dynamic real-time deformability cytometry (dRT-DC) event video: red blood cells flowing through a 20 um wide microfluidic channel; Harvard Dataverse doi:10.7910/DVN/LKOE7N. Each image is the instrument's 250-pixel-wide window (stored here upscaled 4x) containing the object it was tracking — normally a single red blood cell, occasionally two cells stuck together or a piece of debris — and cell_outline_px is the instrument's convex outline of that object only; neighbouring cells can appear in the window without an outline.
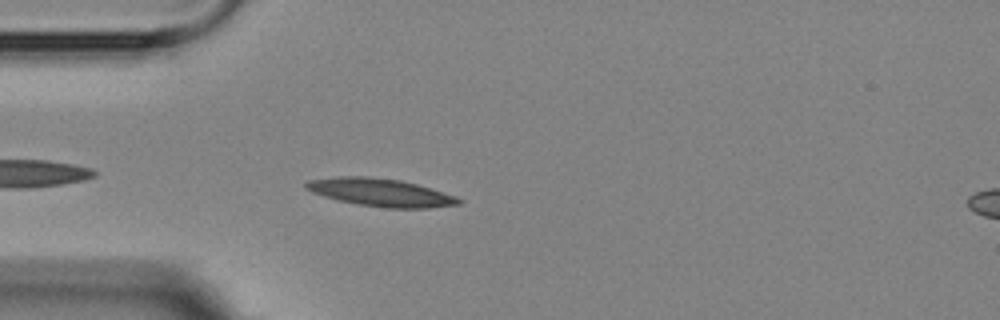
{"species": "Egyptian fruit bat (a non-hibernating species)", "species_latin": "Rousettus aegyptiacus", "temperature_condition": "room temperature", "stored_images_in_passage": 2, "segment_of_instrument_passage": [1, 2], "camera_frame_rate_fps": 3000, "um_per_image_px": 0.085, "animal": {"sex": "female"}, "frame": {"image": 1, "passage_image": 1, "time_ms": 0.0, "image_size_px": [1000, 320], "cell_outline_px": [[464, 200], [460, 204], [428, 208], [388, 208], [360, 204], [340, 200], [324, 196], [312, 192], [304, 188], [304, 184], [308, 180], [336, 176], [368, 176], [400, 180], [416, 184], [456, 196]], "centroid_in_image_um": [32.35, 16.35], "position_along_channel_um": 52.7, "area_um2": 24.62}}